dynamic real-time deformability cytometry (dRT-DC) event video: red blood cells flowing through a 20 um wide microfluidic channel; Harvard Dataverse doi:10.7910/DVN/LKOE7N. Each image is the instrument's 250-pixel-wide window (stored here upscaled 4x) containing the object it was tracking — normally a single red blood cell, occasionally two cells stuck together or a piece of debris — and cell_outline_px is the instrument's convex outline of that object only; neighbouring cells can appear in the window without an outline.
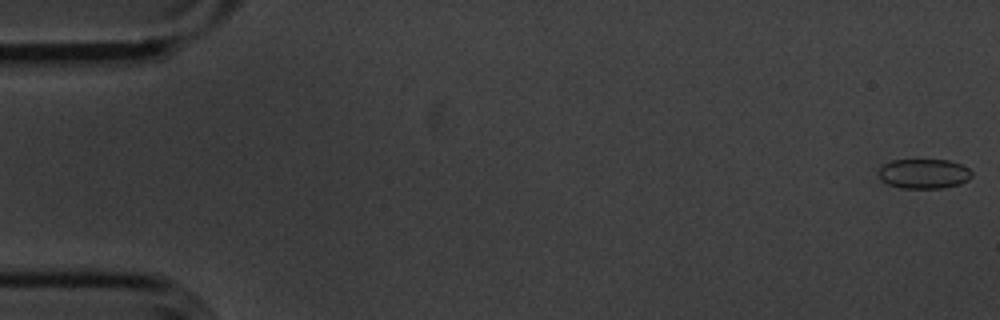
{"species": "common noctule bat (a hibernating species)", "species_latin": "Nyctalus noctula", "temperature_condition": "cold", "stored_images_in_passage": 56, "camera_frame_rate_fps": 3000, "um_per_image_px": 0.085, "animal": {"sex": "male", "body_mass_g": 20.1, "forearm_length_mm": 53.5}, "frame": {"image": 1, "passage_image": 1, "time_ms": 0.0, "image_size_px": [1000, 320], "cell_outline_px": [[972, 176], [968, 180], [960, 184], [944, 188], [900, 188], [888, 184], [880, 180], [876, 172], [884, 164], [892, 160], [948, 160], [960, 164], [968, 168], [972, 172]], "centroid_in_image_um": [78.5, 14.77], "position_along_channel_um": 6.5, "area_um2": 16.3}}
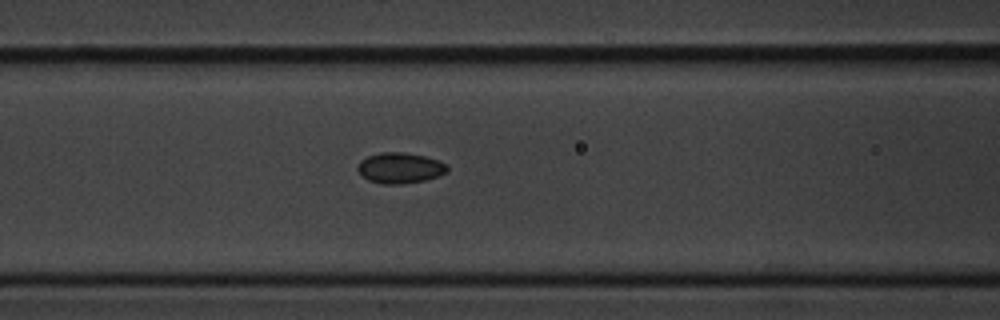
{"frame": {"image": 2, "passage_image": 23, "time_ms": 7.333, "image_size_px": [1000, 320], "cell_outline_px": [[448, 172], [424, 180], [400, 184], [380, 184], [368, 180], [356, 168], [360, 160], [368, 156], [380, 152], [404, 152], [424, 156], [436, 160], [444, 164], [448, 168]], "centroid_in_image_um": [33.96, 14.27], "position_along_channel_um": 132.6, "area_um2": 15.84}}
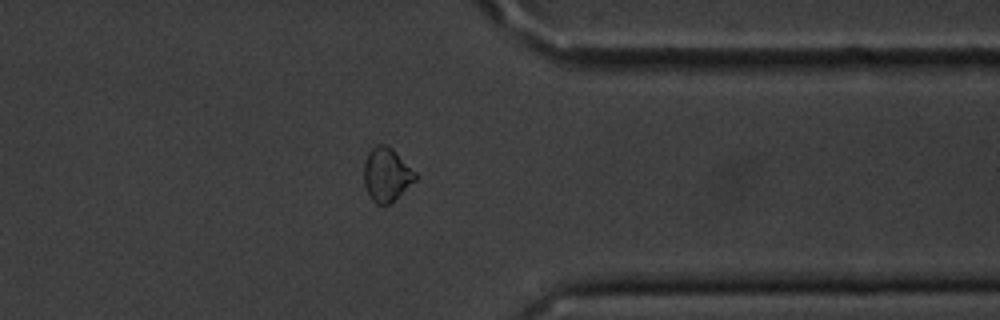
{"frame": {"image": 3, "passage_image": 44, "time_ms": 14.333, "image_size_px": [1000, 320], "cell_outline_px": [[416, 180], [388, 204], [376, 204], [372, 200], [364, 184], [364, 164], [368, 152], [376, 144], [388, 144], [416, 172]], "centroid_in_image_um": [32.85, 14.81], "position_along_channel_um": 378.6, "area_um2": 15.9}}